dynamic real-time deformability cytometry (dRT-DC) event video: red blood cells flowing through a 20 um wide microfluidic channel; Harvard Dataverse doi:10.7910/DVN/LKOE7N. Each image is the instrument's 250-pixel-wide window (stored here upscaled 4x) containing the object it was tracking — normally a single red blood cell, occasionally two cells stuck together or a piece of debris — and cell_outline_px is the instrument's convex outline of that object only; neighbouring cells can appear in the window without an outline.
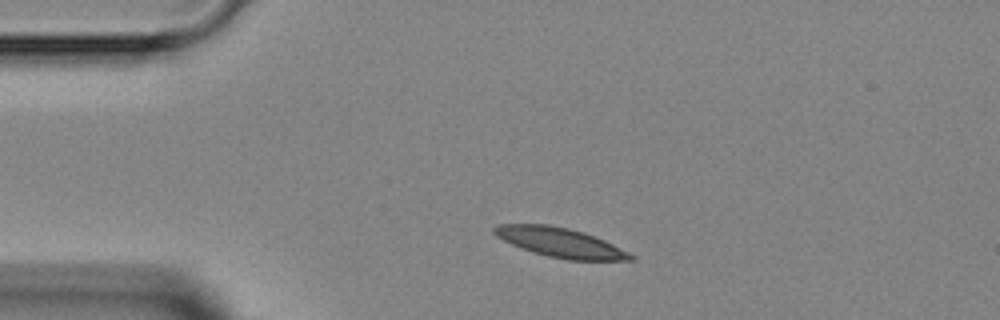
{"species": "Egyptian fruit bat (a non-hibernating species)", "species_latin": "Rousettus aegyptiacus", "temperature_condition": "room temperature", "stored_images_in_passage": 4, "camera_frame_rate_fps": 3000, "um_per_image_px": 0.085, "animal": {"sex": "female"}, "frame": {"image": 1, "passage_image": 1, "time_ms": 0.0, "image_size_px": [1000, 320], "cell_outline_px": [[636, 260], [568, 260], [548, 256], [532, 252], [512, 244], [496, 236], [492, 232], [492, 228], [496, 224], [548, 224], [568, 228], [584, 232], [604, 240], [636, 256]], "centroid_in_image_um": [47.61, 20.61], "position_along_channel_um": 37.4, "area_um2": 23.35}}
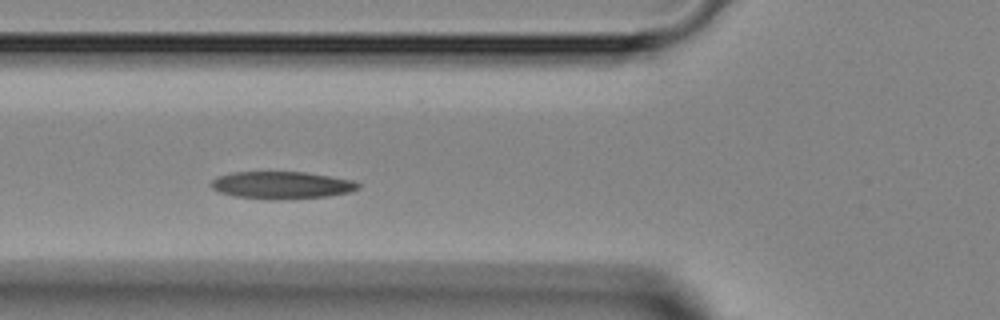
{"frame": {"image": 2, "passage_image": 3, "time_ms": 2.333, "image_size_px": [1000, 320], "cell_outline_px": [[360, 188], [352, 192], [328, 196], [276, 200], [268, 200], [236, 196], [220, 192], [212, 188], [208, 184], [216, 176], [232, 172], [304, 172], [352, 180], [360, 184]], "centroid_in_image_um": [23.92, 15.74], "position_along_channel_um": 101.9, "area_um2": 23.58}}
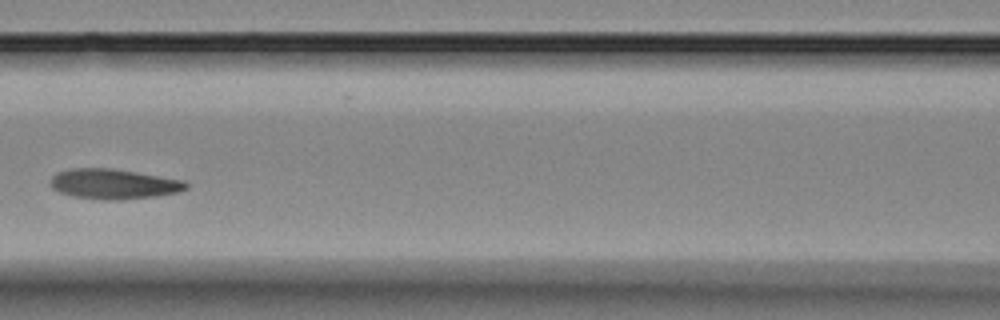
{"frame": {"image": 3, "passage_image": 4, "time_ms": 3.667, "image_size_px": [1000, 320], "cell_outline_px": [[188, 188], [180, 192], [156, 196], [112, 200], [104, 200], [72, 196], [60, 192], [52, 188], [52, 176], [56, 172], [68, 168], [112, 168], [184, 180], [188, 184]], "centroid_in_image_um": [9.67, 15.63], "position_along_channel_um": 156.9, "area_um2": 23.76}}